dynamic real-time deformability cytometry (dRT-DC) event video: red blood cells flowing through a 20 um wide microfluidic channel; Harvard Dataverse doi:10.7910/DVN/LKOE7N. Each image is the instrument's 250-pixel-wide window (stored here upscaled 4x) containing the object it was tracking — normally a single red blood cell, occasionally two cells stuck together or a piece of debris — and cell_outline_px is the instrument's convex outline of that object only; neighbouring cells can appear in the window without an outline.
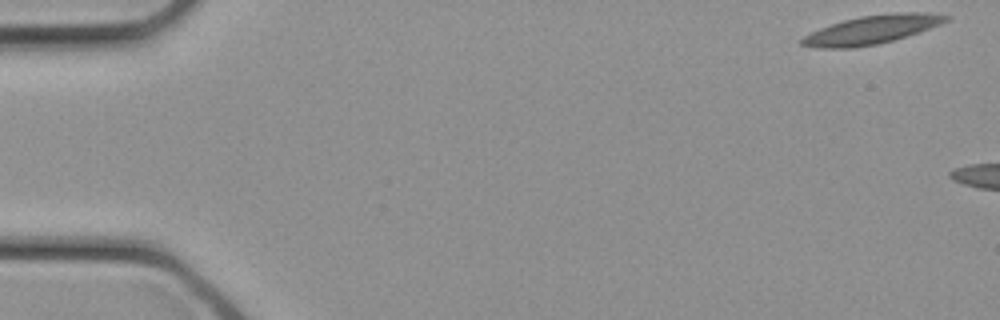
{"species": "common noctule bat (a hibernating species)", "species_latin": "Nyctalus noctula", "temperature_condition": "cold", "stored_images_in_passage": 4, "camera_frame_rate_fps": 3000, "um_per_image_px": 0.085, "animal": {"sex": "female", "body_mass_g": 21.9}, "frame": {"image": 1, "passage_image": 1, "time_ms": 0.0, "image_size_px": [1000, 320], "cell_outline_px": [[952, 16], [948, 20], [940, 24], [908, 36], [876, 44], [852, 48], [816, 48], [800, 44], [800, 40], [804, 36], [820, 28], [844, 20], [860, 16], [896, 12], [928, 12]], "centroid_in_image_um": [74.12, 2.52], "position_along_channel_um": 10.9, "area_um2": 23.87}}